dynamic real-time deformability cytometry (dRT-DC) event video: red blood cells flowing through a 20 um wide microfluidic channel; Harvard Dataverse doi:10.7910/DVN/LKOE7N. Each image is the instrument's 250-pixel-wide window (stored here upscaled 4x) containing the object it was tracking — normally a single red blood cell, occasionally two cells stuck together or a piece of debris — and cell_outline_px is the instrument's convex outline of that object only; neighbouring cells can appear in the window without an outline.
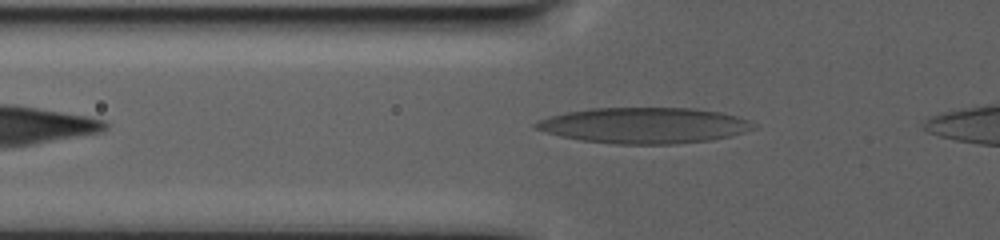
{"species": "human", "species_latin": "Homo sapiens", "temperature_condition": "warm", "stored_images_in_passage": 60, "camera_frame_rate_fps": 3000, "um_per_image_px": 0.085, "donor": {"sex": "male"}, "frame": {"image": 1, "passage_image": 6, "time_ms": 1.667, "image_size_px": [1000, 240], "cell_outline_px": [[756, 128], [732, 136], [712, 140], [676, 144], [616, 144], [580, 140], [560, 136], [536, 128], [532, 124], [536, 120], [568, 112], [592, 108], [692, 108], [720, 112], [736, 116], [748, 120]], "centroid_in_image_um": [54.77, 10.67], "position_along_channel_um": 71.0, "area_um2": 45.32}}
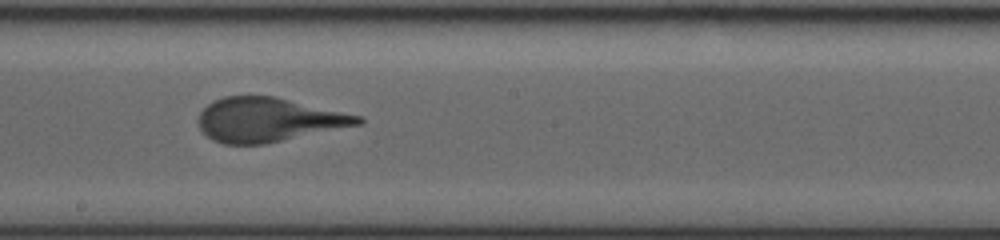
{"frame": {"image": 2, "passage_image": 30, "time_ms": 9.667, "image_size_px": [1000, 240], "cell_outline_px": [[364, 124], [264, 144], [224, 144], [212, 140], [200, 128], [200, 112], [212, 100], [224, 96], [276, 96], [360, 116], [364, 120]], "centroid_in_image_um": [22.83, 10.18], "position_along_channel_um": 225.4, "area_um2": 40.86}}
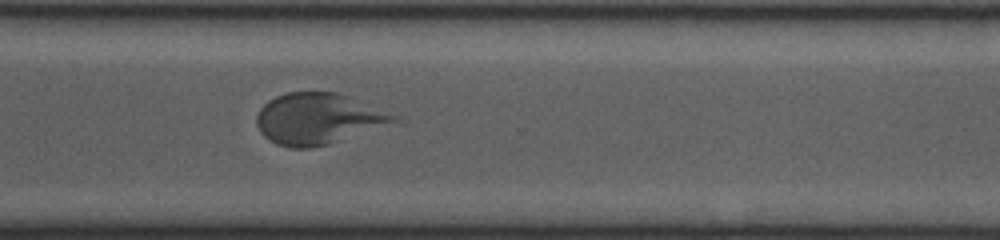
{"frame": {"image": 3, "passage_image": 48, "time_ms": 15.667, "image_size_px": [1000, 240], "cell_outline_px": [[408, 120], [328, 144], [312, 148], [292, 148], [276, 144], [268, 140], [260, 132], [256, 124], [256, 116], [260, 108], [268, 100], [276, 96], [288, 92], [336, 92]], "centroid_in_image_um": [27.06, 10.11], "position_along_channel_um": 343.5, "area_um2": 41.1}}